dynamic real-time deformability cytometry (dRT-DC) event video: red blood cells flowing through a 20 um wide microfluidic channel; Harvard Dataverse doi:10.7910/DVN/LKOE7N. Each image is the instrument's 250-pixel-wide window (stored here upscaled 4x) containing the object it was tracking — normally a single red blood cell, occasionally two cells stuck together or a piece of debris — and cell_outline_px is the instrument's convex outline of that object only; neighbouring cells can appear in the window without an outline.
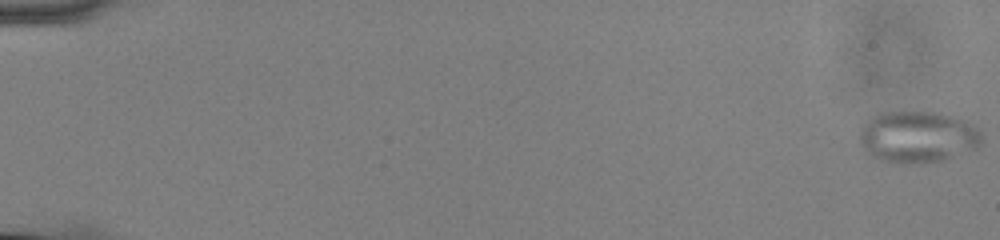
{"species": "common noctule bat (a hibernating species)", "species_latin": "Nyctalus noctula", "temperature_condition": "cold", "stored_images_in_passage": 57, "camera_frame_rate_fps": 3000, "um_per_image_px": 0.085, "animal": {"sex": "male", "body_mass_g": 13.0, "forearm_length_mm": 53.1}, "frame": {"image": 1, "passage_image": 1, "time_ms": 0.0, "image_size_px": [1000, 240], "cell_outline_px": [[984, 140], [976, 148], [944, 160], [920, 164], [900, 164], [880, 160], [864, 152], [860, 144], [860, 132], [864, 124], [872, 116], [880, 112], [940, 112], [964, 120], [980, 128]], "centroid_in_image_um": [78.02, 11.65], "position_along_channel_um": 7.0, "area_um2": 37.34}}
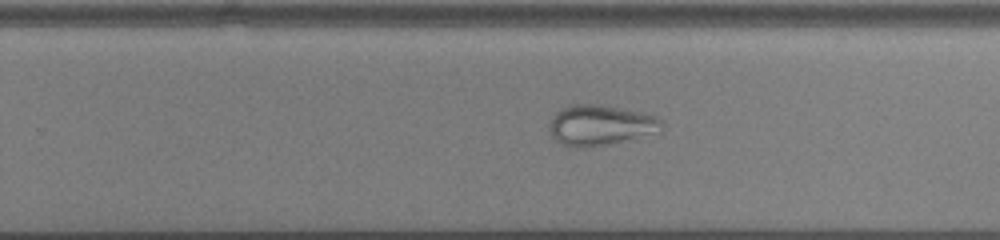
{"frame": {"image": 2, "passage_image": 38, "time_ms": 12.333, "image_size_px": [1000, 240], "cell_outline_px": [[664, 124], [660, 132], [612, 144], [588, 148], [568, 148], [560, 144], [552, 136], [548, 128], [548, 124], [552, 116], [560, 108], [568, 104], [600, 104], [640, 112], [656, 116], [664, 120]], "centroid_in_image_um": [51.01, 10.66], "position_along_channel_um": 278.8, "area_um2": 27.28}}
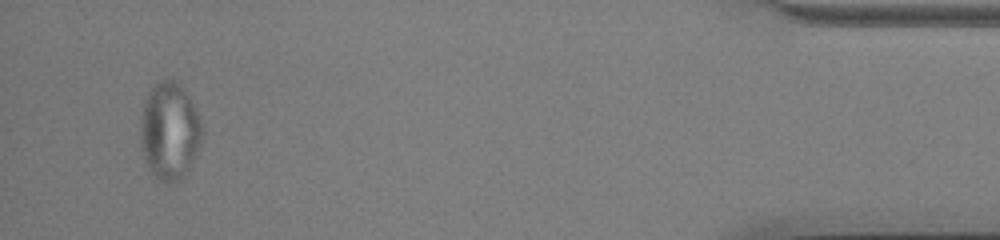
{"frame": {"image": 3, "passage_image": 55, "time_ms": 18.0, "image_size_px": [1000, 240], "cell_outline_px": [[204, 136], [188, 168], [180, 180], [172, 184], [164, 184], [156, 180], [148, 168], [140, 144], [140, 116], [144, 100], [148, 92], [160, 80], [176, 80], [188, 92], [192, 100], [200, 120]], "centroid_in_image_um": [14.4, 11.15], "position_along_channel_um": 420.8, "area_um2": 35.49}}